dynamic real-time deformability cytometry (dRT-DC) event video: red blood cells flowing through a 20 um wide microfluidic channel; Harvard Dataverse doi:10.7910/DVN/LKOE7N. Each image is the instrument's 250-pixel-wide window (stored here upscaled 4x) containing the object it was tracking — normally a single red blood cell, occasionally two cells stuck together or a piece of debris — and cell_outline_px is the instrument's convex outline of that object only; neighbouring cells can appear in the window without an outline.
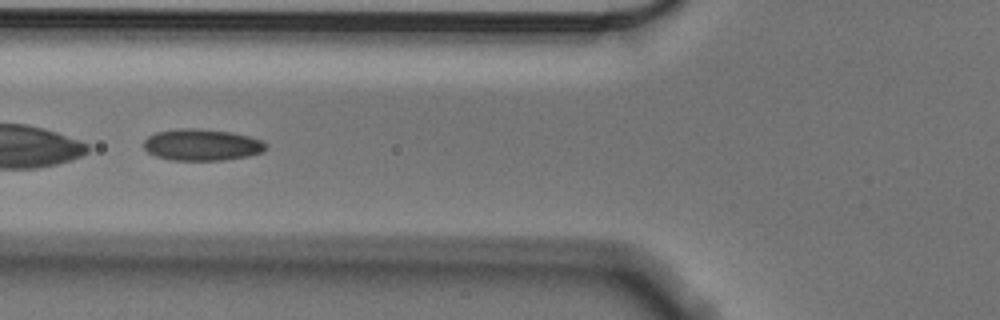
{"species": "Egyptian fruit bat (a non-hibernating species)", "species_latin": "Rousettus aegyptiacus", "temperature_condition": "cold", "stored_images_in_passage": 56, "camera_frame_rate_fps": 3000, "um_per_image_px": 0.085, "animal": {"sex": "male"}, "frame": {"image": 1, "passage_image": 22, "time_ms": 7.0, "image_size_px": [1000, 320], "cell_outline_px": [[268, 148], [264, 152], [248, 156], [224, 160], [168, 160], [156, 156], [148, 152], [144, 148], [144, 140], [148, 136], [156, 132], [180, 128], [196, 128], [232, 132], [264, 140], [268, 144]], "centroid_in_image_um": [17.2, 12.31], "position_along_channel_um": 108.6, "area_um2": 22.77}}
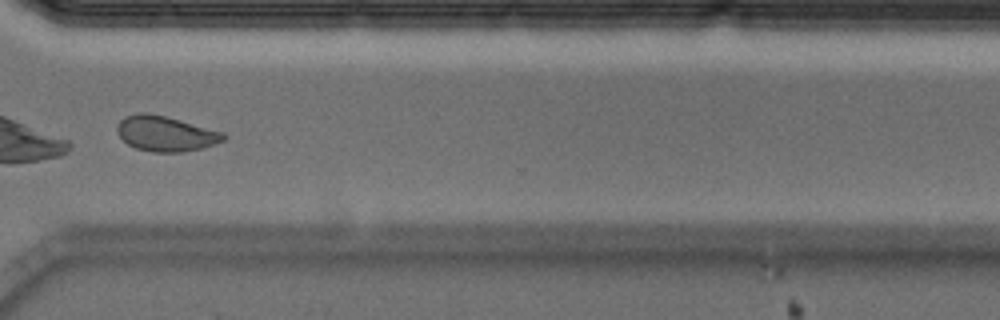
{"frame": {"image": 2, "passage_image": 43, "time_ms": 14.0, "image_size_px": [1000, 320], "cell_outline_px": [[228, 136], [224, 140], [200, 148], [180, 152], [152, 152], [136, 148], [128, 144], [116, 132], [116, 128], [120, 120], [124, 116], [136, 112], [148, 112], [180, 120], [224, 132]], "centroid_in_image_um": [14.04, 11.34], "position_along_channel_um": 356.6, "area_um2": 21.79}, "authors_computed_cell_mechanics": {"area_um2": 23.0911, "velocity_mm_per_s": 3.5356, "shape_relaxation_time_tau1_ms": 6.9904, "shape_relaxation_time_tau2_ms": 2.2922, "deformation_change_tau1": 0.1168, "deformation_change_tau2": 0.0673}}